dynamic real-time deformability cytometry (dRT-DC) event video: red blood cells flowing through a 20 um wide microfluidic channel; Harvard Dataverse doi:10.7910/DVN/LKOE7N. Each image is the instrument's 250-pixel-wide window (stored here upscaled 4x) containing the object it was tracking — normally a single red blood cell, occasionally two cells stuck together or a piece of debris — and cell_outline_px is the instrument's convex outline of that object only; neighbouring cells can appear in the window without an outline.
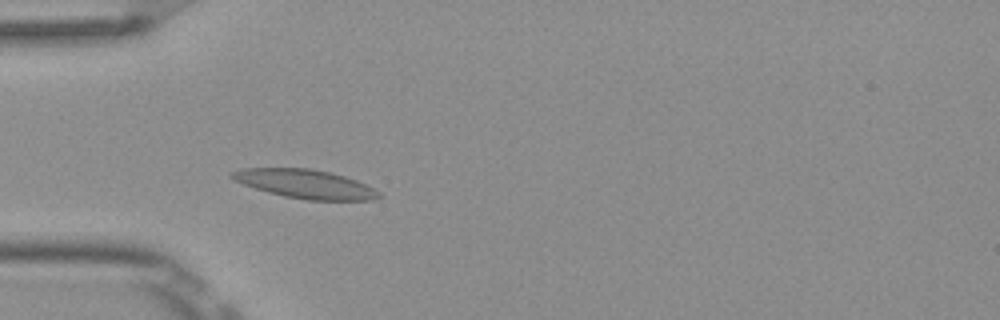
{"species": "Egyptian fruit bat (a non-hibernating species)", "species_latin": "Rousettus aegyptiacus", "temperature_condition": "room temperature", "stored_images_in_passage": 3, "camera_frame_rate_fps": 3000, "um_per_image_px": 0.085, "frame": {"image": 1, "passage_image": 3, "time_ms": 0.667, "image_size_px": [1000, 320], "cell_outline_px": [[380, 196], [372, 200], [308, 200], [284, 196], [268, 192], [244, 184], [228, 176], [232, 172], [240, 168], [308, 168], [328, 172], [344, 176], [356, 180], [380, 192]], "centroid_in_image_um": [25.93, 15.63], "position_along_channel_um": 59.1, "area_um2": 24.33}}